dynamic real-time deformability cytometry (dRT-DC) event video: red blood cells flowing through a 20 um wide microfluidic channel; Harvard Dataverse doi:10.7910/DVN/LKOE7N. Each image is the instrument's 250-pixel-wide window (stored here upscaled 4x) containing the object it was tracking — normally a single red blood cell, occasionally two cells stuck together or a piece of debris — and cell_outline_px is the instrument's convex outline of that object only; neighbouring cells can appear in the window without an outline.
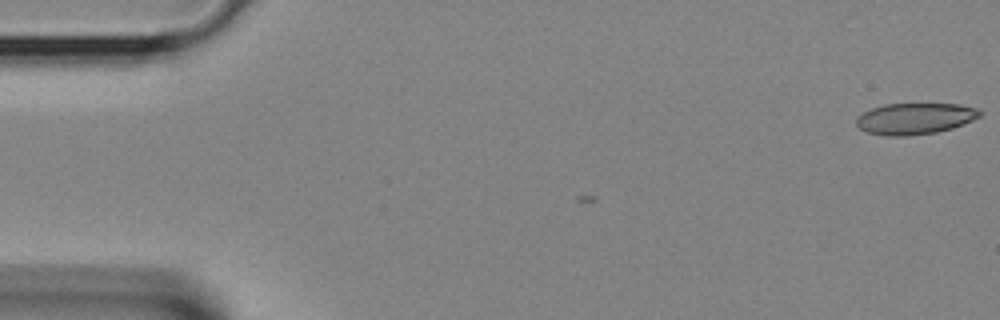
{"species": "Egyptian fruit bat (a non-hibernating species)", "species_latin": "Rousettus aegyptiacus", "temperature_condition": "room temperature", "stored_images_in_passage": 39, "segment_of_instrument_passage": [1, 2], "camera_frame_rate_fps": 3000, "um_per_image_px": 0.085, "animal": {"sex": "female"}, "frame": {"image": 1, "passage_image": 1, "time_ms": 0.0, "image_size_px": [1000, 320], "cell_outline_px": [[976, 112], [968, 120], [960, 124], [948, 128], [928, 132], [876, 132], [880, 108], [896, 104], [948, 104], [968, 108]], "centroid_in_image_um": [78.31, 9.99], "position_along_channel_um": 6.7, "area_um2": 16.59}}
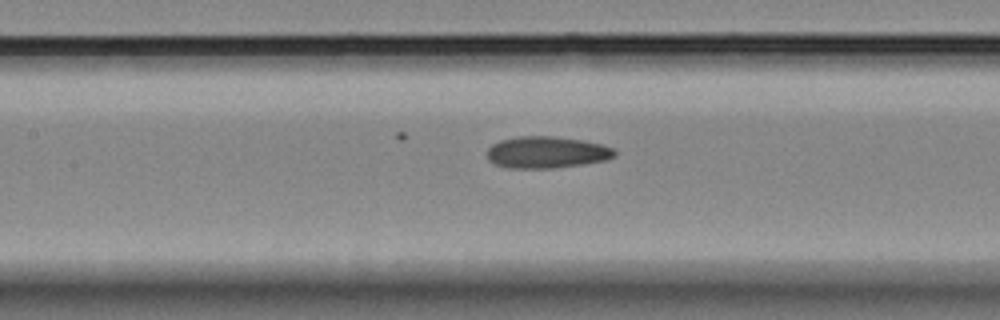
{"frame": {"image": 2, "passage_image": 17, "time_ms": 5.333, "image_size_px": [1000, 320], "cell_outline_px": [[612, 152], [608, 156], [592, 160], [564, 164], [508, 164], [496, 160], [492, 156], [492, 148], [500, 144], [512, 140], [556, 140], [588, 144], [604, 148]], "centroid_in_image_um": [46.46, 12.94], "position_along_channel_um": 160.9, "area_um2": 16.82}}
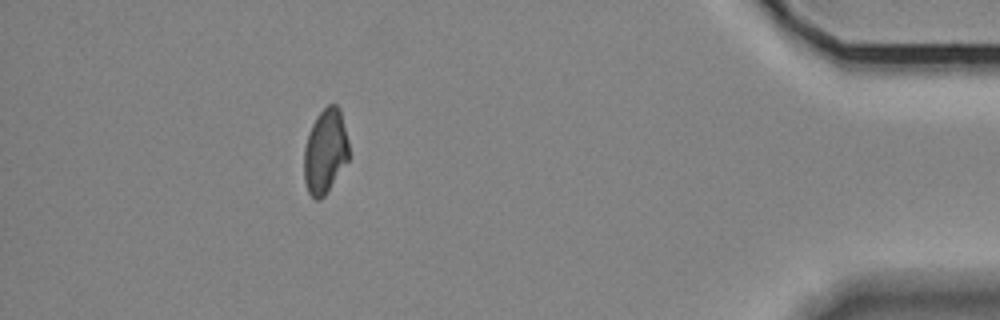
{"frame": {"image": 3, "passage_image": 34, "time_ms": 11.0, "image_size_px": [1000, 320], "cell_outline_px": [[348, 156], [324, 192], [320, 196], [316, 196], [308, 188], [308, 140], [312, 128], [316, 120], [328, 108], [336, 108], [340, 116], [348, 148]], "centroid_in_image_um": [27.7, 12.82], "position_along_channel_um": 407.5, "area_um2": 18.09}}